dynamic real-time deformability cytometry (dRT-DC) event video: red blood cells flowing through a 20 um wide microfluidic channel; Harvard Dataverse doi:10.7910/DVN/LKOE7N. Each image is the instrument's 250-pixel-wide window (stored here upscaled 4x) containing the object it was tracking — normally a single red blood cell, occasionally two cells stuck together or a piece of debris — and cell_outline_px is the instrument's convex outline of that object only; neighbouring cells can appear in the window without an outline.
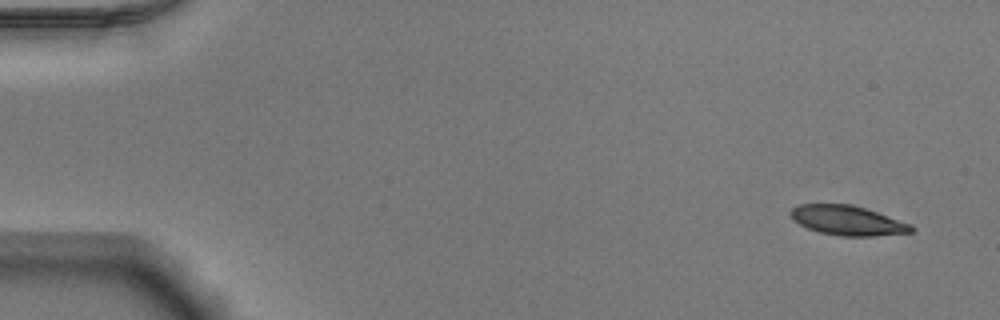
{"species": "Egyptian fruit bat (a non-hibernating species)", "species_latin": "Rousettus aegyptiacus", "temperature_condition": "warm", "stored_images_in_passage": 50, "camera_frame_rate_fps": 3000, "um_per_image_px": 0.085, "animal": {"sex": "male"}, "frame": {"image": 1, "passage_image": 1, "time_ms": 0.0, "image_size_px": [1000, 320], "cell_outline_px": [[916, 228], [912, 232], [872, 236], [840, 236], [820, 232], [808, 228], [792, 220], [788, 212], [792, 208], [800, 204], [852, 204], [912, 224]], "centroid_in_image_um": [72.03, 18.74], "position_along_channel_um": 13.0, "area_um2": 20.81}}
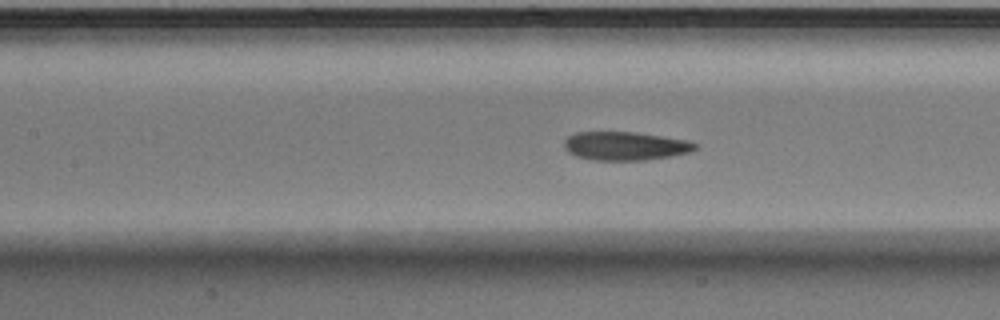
{"frame": {"image": 2, "passage_image": 22, "time_ms": 7.0, "image_size_px": [1000, 320], "cell_outline_px": [[696, 148], [692, 152], [672, 156], [648, 160], [592, 160], [576, 156], [568, 152], [564, 148], [564, 140], [568, 136], [576, 132], [636, 132], [688, 140], [696, 144]], "centroid_in_image_um": [53.14, 12.41], "position_along_channel_um": 154.3, "area_um2": 21.96}}
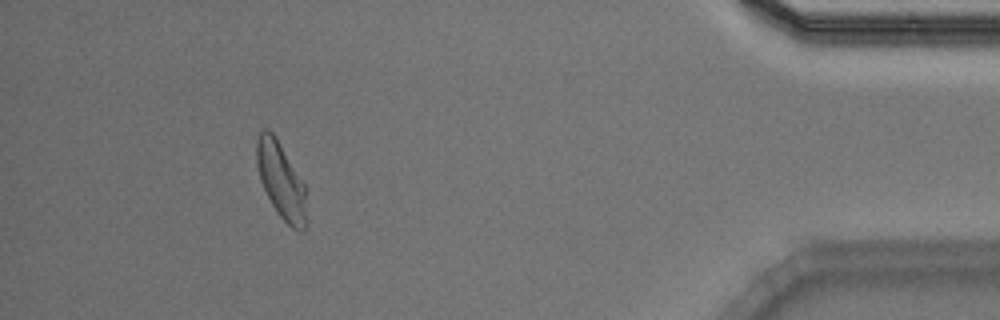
{"frame": {"image": 3, "passage_image": 46, "time_ms": 15.0, "image_size_px": [1000, 320], "cell_outline_px": [[308, 224], [304, 232], [300, 232], [292, 228], [276, 212], [260, 180], [256, 164], [256, 140], [260, 132], [264, 128], [268, 128], [276, 136], [304, 184], [308, 220]], "centroid_in_image_um": [23.91, 15.38], "position_along_channel_um": 411.3, "area_um2": 22.43}, "authors_computed_cell_mechanics": {"area_um2": 22.0796, "velocity_mm_per_s": 3.8889, "shape_relaxation_time_tau1_ms": 9.1902, "shape_relaxation_time_tau2_ms": 2.9051, "deformation_change_tau1": 0.224, "deformation_change_tau2": 0.0844}}